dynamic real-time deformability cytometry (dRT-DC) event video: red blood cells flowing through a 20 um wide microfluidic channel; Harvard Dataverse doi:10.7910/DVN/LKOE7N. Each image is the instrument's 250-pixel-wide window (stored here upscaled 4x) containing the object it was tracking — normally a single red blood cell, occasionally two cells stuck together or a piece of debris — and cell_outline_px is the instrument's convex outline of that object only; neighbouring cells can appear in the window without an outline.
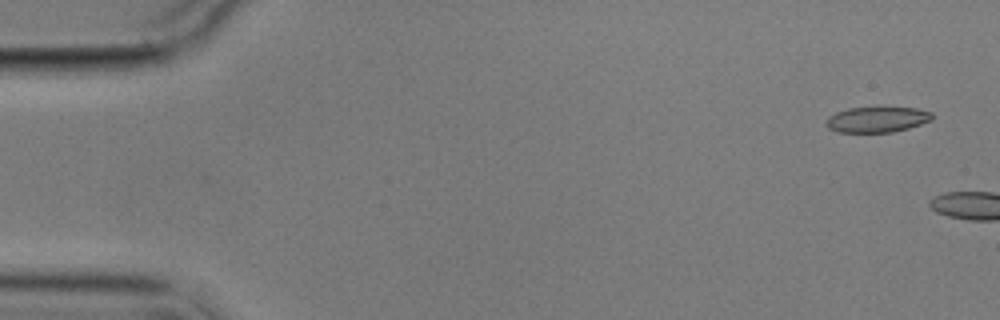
{"species": "common noctule bat (a hibernating species)", "species_latin": "Nyctalus noctula", "temperature_condition": "cold", "stored_images_in_passage": 2, "camera_frame_rate_fps": 3000, "um_per_image_px": 0.085, "animal": {"sex": "male", "body_mass_g": 17.9}, "frame": {"image": 1, "passage_image": 1, "time_ms": 0.0, "image_size_px": [1000, 320], "cell_outline_px": [[932, 120], [908, 128], [892, 132], [836, 132], [828, 128], [824, 124], [828, 116], [836, 112], [848, 108], [916, 108], [932, 112]], "centroid_in_image_um": [74.51, 10.16], "position_along_channel_um": 10.5, "area_um2": 15.72}}